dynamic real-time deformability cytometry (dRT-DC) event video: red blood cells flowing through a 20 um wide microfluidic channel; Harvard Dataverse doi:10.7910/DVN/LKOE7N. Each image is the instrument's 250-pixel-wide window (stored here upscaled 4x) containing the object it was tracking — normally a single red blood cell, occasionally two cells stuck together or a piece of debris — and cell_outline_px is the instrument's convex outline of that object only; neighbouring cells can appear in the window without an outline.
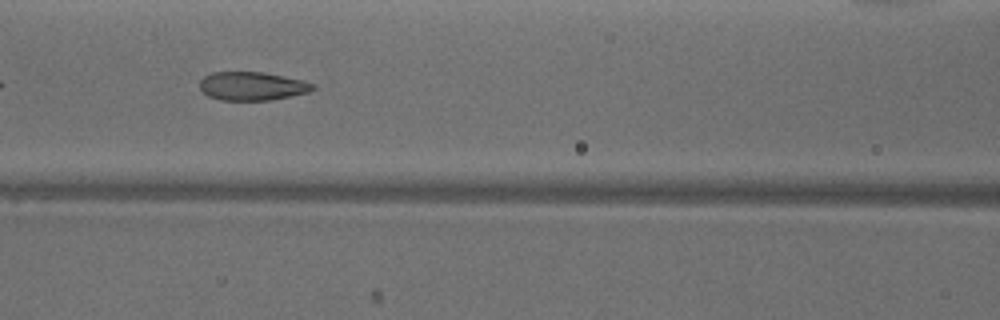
{"species": "common noctule bat (a hibernating species)", "species_latin": "Nyctalus noctula", "temperature_condition": "warm", "stored_images_in_passage": 35, "camera_frame_rate_fps": 3000, "um_per_image_px": 0.085, "animal": {"sex": "male", "body_mass_g": 18.8}, "frame": {"image": 1, "passage_image": 10, "time_ms": 3.0, "image_size_px": [1000, 320], "cell_outline_px": [[316, 88], [308, 92], [272, 100], [220, 100], [208, 96], [200, 88], [200, 80], [204, 76], [212, 72], [264, 72], [304, 80], [312, 84]], "centroid_in_image_um": [21.43, 7.31], "position_along_channel_um": 145.2, "area_um2": 18.79}}
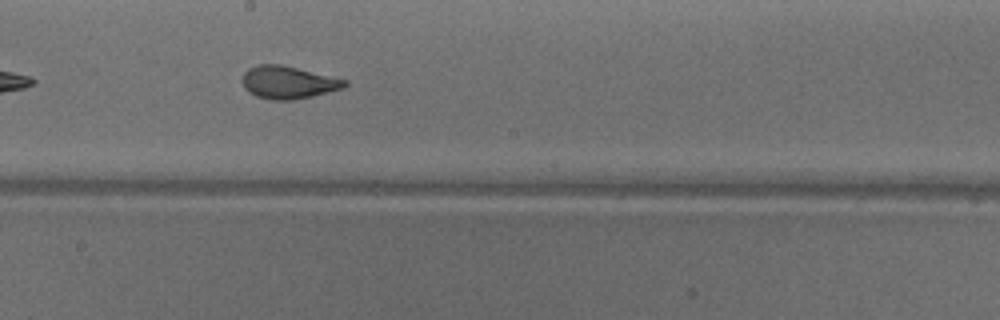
{"frame": {"image": 2, "passage_image": 16, "time_ms": 5.0, "image_size_px": [1000, 320], "cell_outline_px": [[348, 84], [344, 88], [296, 100], [272, 100], [256, 96], [248, 92], [244, 88], [240, 80], [244, 72], [248, 68], [256, 64], [280, 64], [348, 80]], "centroid_in_image_um": [24.46, 7.0], "position_along_channel_um": 223.7, "area_um2": 19.71}}
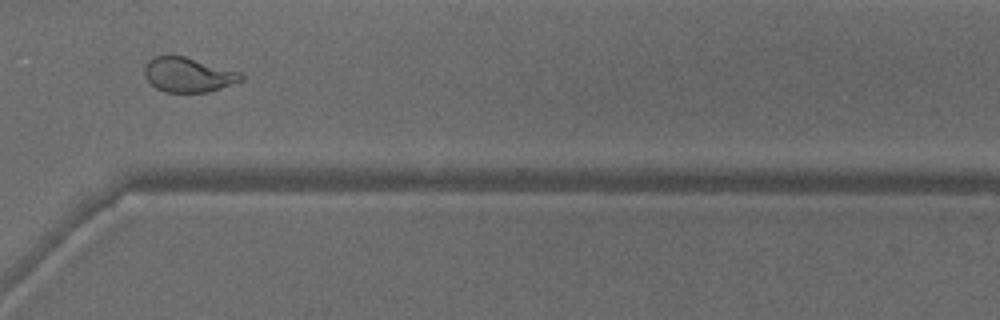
{"frame": {"image": 3, "passage_image": 26, "time_ms": 8.333, "image_size_px": [1000, 320], "cell_outline_px": [[244, 80], [208, 92], [164, 92], [156, 88], [144, 76], [144, 68], [148, 60], [156, 56], [168, 52], [184, 56], [240, 72], [244, 76]], "centroid_in_image_um": [15.96, 6.33], "position_along_channel_um": 354.6, "area_um2": 19.77}, "authors_computed_cell_mechanics": {"area_um2": 19.7676, "velocity_mm_per_s": 3.9336, "shape_relaxation_time_tau1_ms": 6.3128, "shape_relaxation_time_tau2_ms": 0.9757, "deformation_change_tau1": 0.1902, "deformation_change_tau2": 0.0732}}